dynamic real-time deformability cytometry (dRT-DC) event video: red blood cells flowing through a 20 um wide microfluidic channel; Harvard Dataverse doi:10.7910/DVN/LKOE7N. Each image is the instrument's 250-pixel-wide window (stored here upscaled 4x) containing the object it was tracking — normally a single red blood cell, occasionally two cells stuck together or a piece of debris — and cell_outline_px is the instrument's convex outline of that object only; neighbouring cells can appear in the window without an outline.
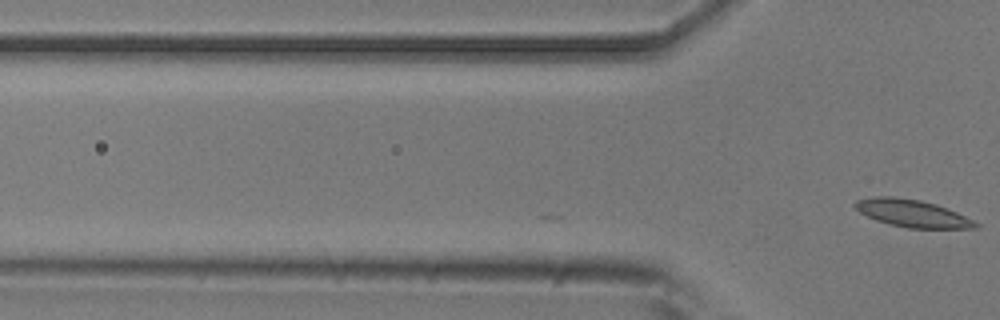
{"species": "common noctule bat (a hibernating species)", "species_latin": "Nyctalus noctula", "temperature_condition": "room temperature", "stored_images_in_passage": 11, "camera_frame_rate_fps": 3000, "um_per_image_px": 0.085, "animal": {"sex": "male", "body_mass_g": 20.5, "forearm_length_mm": 52.5}, "frame": {"image": 1, "passage_image": 11, "time_ms": 3.333, "image_size_px": [1000, 320], "cell_outline_px": [[980, 228], [908, 228], [876, 220], [860, 212], [852, 204], [856, 200], [876, 196], [892, 196], [920, 200], [936, 204], [956, 212], [980, 224]], "centroid_in_image_um": [77.54, 18.13], "position_along_channel_um": 48.3, "area_um2": 19.02}}